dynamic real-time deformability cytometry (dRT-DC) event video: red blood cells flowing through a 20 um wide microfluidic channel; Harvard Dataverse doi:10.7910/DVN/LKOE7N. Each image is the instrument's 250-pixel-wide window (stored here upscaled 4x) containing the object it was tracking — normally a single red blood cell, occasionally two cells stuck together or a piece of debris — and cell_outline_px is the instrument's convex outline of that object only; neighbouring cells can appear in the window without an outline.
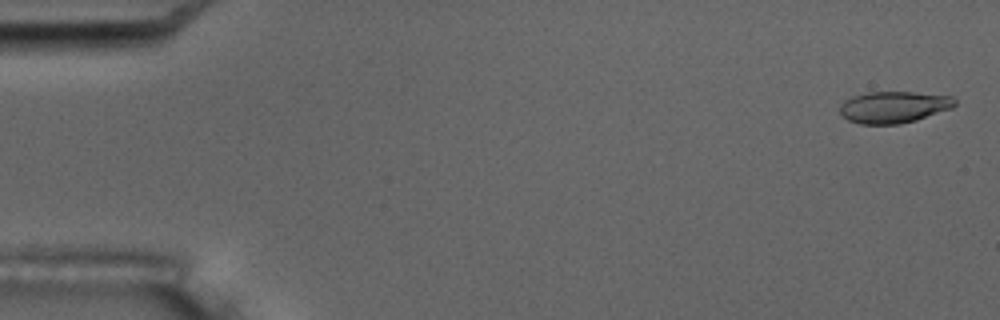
{"species": "common noctule bat (a hibernating species)", "species_latin": "Nyctalus noctula", "temperature_condition": "room temperature", "stored_images_in_passage": 8, "camera_frame_rate_fps": 3000, "um_per_image_px": 0.085, "animal": {"sex": "male", "body_mass_g": 17.5, "forearm_length_mm": 52.3}, "frame": {"image": 1, "passage_image": 1, "time_ms": 0.0, "image_size_px": [1000, 320], "cell_outline_px": [[956, 104], [952, 108], [916, 120], [900, 124], [860, 124], [848, 120], [840, 112], [840, 104], [844, 100], [852, 96], [868, 92], [912, 92], [952, 96], [956, 100]], "centroid_in_image_um": [75.96, 9.1], "position_along_channel_um": 9.0, "area_um2": 21.21}}